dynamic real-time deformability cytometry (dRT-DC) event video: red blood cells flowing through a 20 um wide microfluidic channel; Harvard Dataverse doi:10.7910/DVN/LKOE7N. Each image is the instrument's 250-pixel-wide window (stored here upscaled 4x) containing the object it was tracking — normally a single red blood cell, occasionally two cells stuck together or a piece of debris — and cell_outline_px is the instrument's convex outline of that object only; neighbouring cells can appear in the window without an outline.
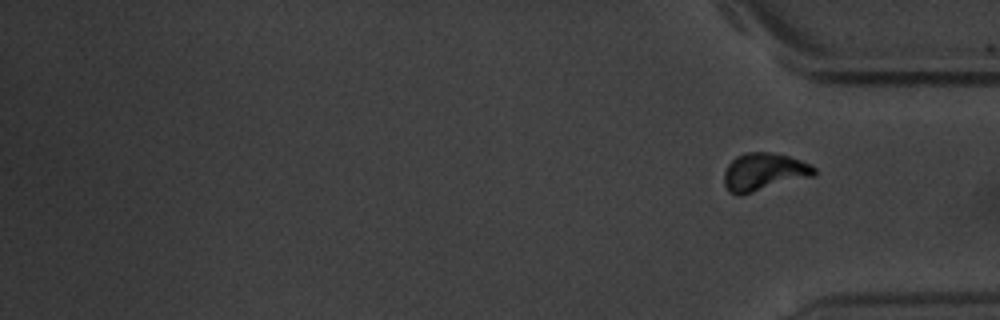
{"species": "common noctule bat (a hibernating species)", "species_latin": "Nyctalus noctula", "temperature_condition": "warm", "stored_images_in_passage": 18, "segment_of_instrument_passage": [2, 2], "camera_frame_rate_fps": 3000, "um_per_image_px": 0.085, "animal": {"sex": "male", "body_mass_g": 20.1, "forearm_length_mm": 53.5}, "frame": {"image": 1, "passage_image": 18, "time_ms": 20.0, "image_size_px": [1000, 320], "cell_outline_px": [[816, 176], [740, 196], [736, 196], [728, 192], [724, 184], [724, 172], [728, 164], [736, 156], [744, 152], [772, 152], [788, 156], [812, 164], [816, 168]], "centroid_in_image_um": [64.94, 14.63], "position_along_channel_um": 370.3, "area_um2": 20.35}}